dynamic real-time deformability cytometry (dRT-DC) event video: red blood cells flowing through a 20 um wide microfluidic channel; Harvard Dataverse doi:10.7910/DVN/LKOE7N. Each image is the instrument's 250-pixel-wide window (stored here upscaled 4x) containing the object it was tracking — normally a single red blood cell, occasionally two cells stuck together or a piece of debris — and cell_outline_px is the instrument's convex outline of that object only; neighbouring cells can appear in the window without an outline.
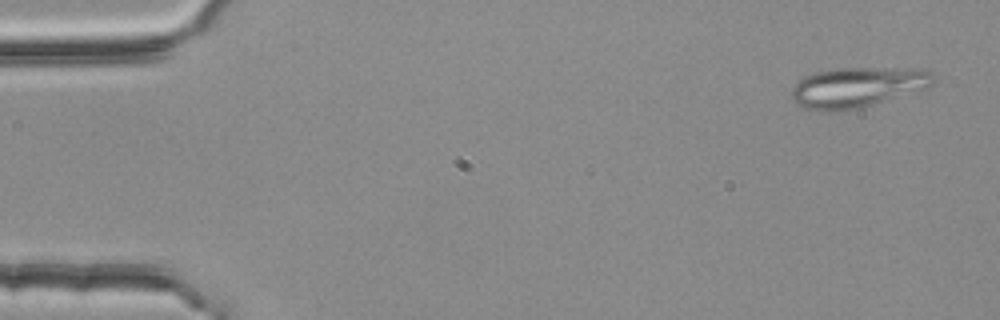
{"species": "common noctule bat (a hibernating species)", "species_latin": "Nyctalus noctula", "temperature_condition": "room temperature", "stored_images_in_passage": 54, "segment_of_instrument_passage": [1, 2], "camera_frame_rate_fps": 3000, "um_per_image_px": 0.085, "animal": {"sex": "female", "body_mass_g": 25.1}, "frame": {"image": 1, "passage_image": 3, "time_ms": 0.667, "image_size_px": [1000, 320], "cell_outline_px": [[932, 84], [928, 88], [872, 104], [840, 112], [820, 112], [804, 108], [796, 104], [792, 100], [792, 84], [804, 76], [816, 72], [836, 68], [912, 68], [932, 72]], "centroid_in_image_um": [72.8, 7.42], "position_along_channel_um": 12.2, "area_um2": 33.35}}